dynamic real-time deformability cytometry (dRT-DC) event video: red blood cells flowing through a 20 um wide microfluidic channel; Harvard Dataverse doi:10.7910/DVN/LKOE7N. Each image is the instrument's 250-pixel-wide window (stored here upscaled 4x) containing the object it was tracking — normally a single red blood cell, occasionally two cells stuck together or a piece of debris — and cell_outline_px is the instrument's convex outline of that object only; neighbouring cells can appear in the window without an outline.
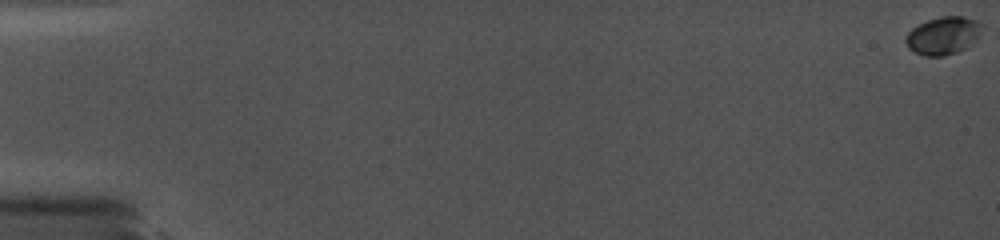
{"species": "common noctule bat (a hibernating species)", "species_latin": "Nyctalus noctula", "temperature_condition": "cold", "stored_images_in_passage": 27, "camera_frame_rate_fps": 5000, "um_per_image_px": 0.085, "animal": {"sex": "female", "body_mass_g": 19.0, "forearm_length_mm": 56.7}, "frame": {"image": 1, "passage_image": 1, "time_ms": 0.0, "image_size_px": [1000, 240], "cell_outline_px": [[980, 24], [976, 36], [964, 48], [956, 52], [944, 56], [924, 56], [908, 48], [904, 40], [904, 36], [912, 28], [928, 20], [940, 16], [964, 16], [976, 20]], "centroid_in_image_um": [80.07, 3.02], "position_along_channel_um": 4.9, "area_um2": 16.3}}
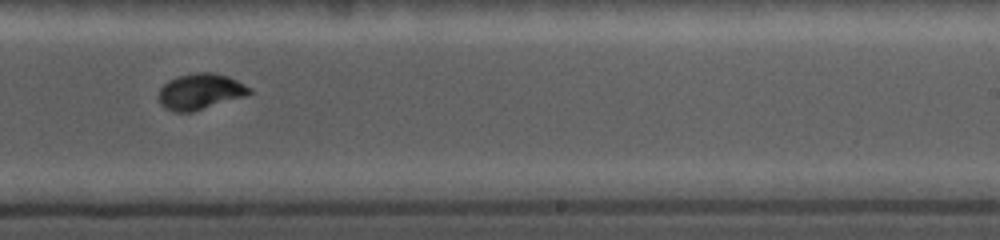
{"frame": {"image": 2, "passage_image": 15, "time_ms": 12.0, "image_size_px": [1000, 240], "cell_outline_px": [[252, 92], [248, 96], [192, 112], [176, 112], [164, 108], [160, 104], [160, 88], [168, 80], [176, 76], [196, 72], [216, 72], [228, 76], [252, 88]], "centroid_in_image_um": [17.06, 7.77], "position_along_channel_um": 271.9, "area_um2": 19.25}}
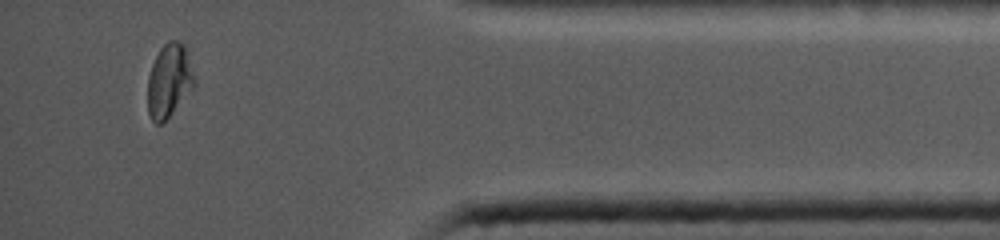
{"frame": {"image": 3, "passage_image": 25, "time_ms": 16.4, "image_size_px": [1000, 240], "cell_outline_px": [[196, 84], [168, 116], [160, 124], [156, 124], [152, 120], [148, 112], [148, 76], [152, 64], [160, 48], [168, 40], [176, 40], [184, 44], [196, 80]], "centroid_in_image_um": [14.37, 6.82], "position_along_channel_um": 420.8, "area_um2": 19.71}}